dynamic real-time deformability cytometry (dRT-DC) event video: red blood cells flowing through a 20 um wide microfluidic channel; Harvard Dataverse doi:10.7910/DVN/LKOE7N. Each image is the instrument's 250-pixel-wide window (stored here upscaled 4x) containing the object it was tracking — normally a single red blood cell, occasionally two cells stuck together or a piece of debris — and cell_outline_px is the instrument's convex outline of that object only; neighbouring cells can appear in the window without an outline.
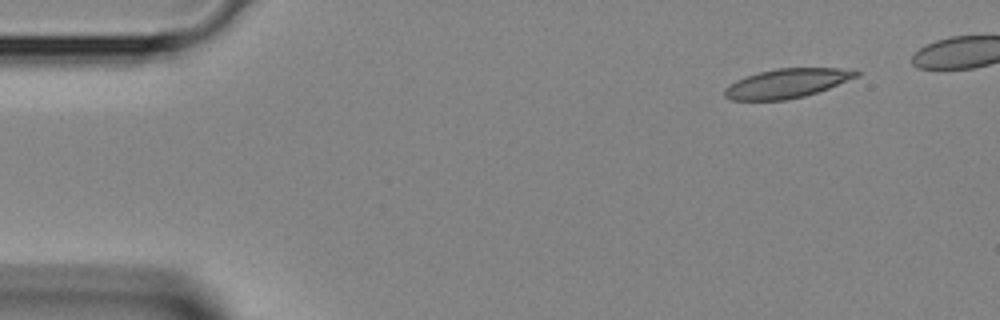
{"species": "Egyptian fruit bat (a non-hibernating species)", "species_latin": "Rousettus aegyptiacus", "temperature_condition": "room temperature", "stored_images_in_passage": 4, "segment_of_instrument_passage": [1, 2], "camera_frame_rate_fps": 3000, "um_per_image_px": 0.085, "animal": {"sex": "female"}, "frame": {"image": 1, "passage_image": 1, "time_ms": 0.0, "image_size_px": [1000, 320], "cell_outline_px": [[860, 76], [828, 88], [804, 96], [784, 100], [732, 100], [724, 96], [724, 88], [736, 80], [760, 72], [776, 68], [856, 68], [860, 72]], "centroid_in_image_um": [66.94, 7.07], "position_along_channel_um": 18.1, "area_um2": 22.43}}
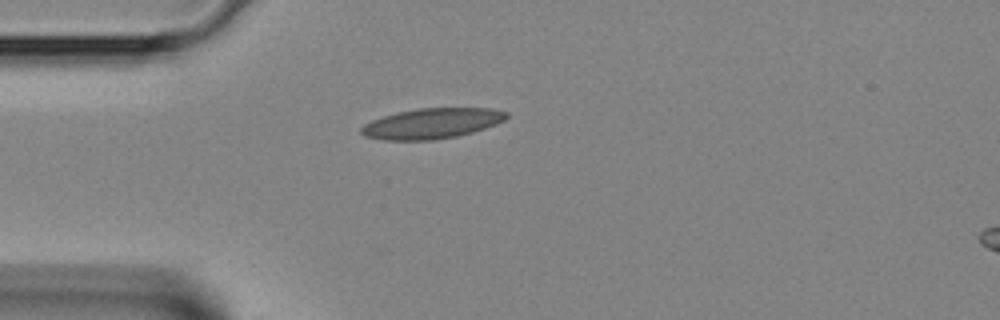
{"frame": {"image": 2, "passage_image": 3, "time_ms": 0.667, "image_size_px": [1000, 320], "cell_outline_px": [[508, 116], [504, 120], [496, 124], [472, 132], [456, 136], [432, 140], [384, 140], [364, 136], [360, 132], [360, 128], [364, 124], [372, 120], [396, 112], [420, 108], [492, 108], [508, 112]], "centroid_in_image_um": [36.69, 10.49], "position_along_channel_um": 48.3, "area_um2": 25.66}}